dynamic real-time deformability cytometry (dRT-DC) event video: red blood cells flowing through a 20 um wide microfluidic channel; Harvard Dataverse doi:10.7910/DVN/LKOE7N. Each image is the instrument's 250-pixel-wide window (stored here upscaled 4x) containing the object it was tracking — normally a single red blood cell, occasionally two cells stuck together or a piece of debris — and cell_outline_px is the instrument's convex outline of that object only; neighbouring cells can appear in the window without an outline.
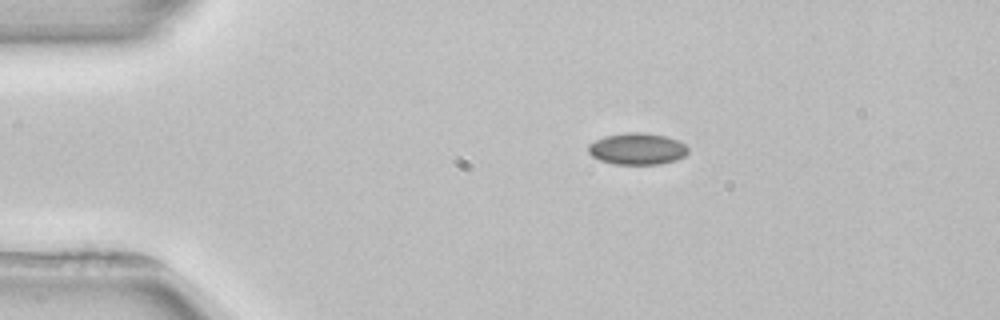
{"species": "common noctule bat (a hibernating species)", "species_latin": "Nyctalus noctula", "temperature_condition": "room temperature", "stored_images_in_passage": 3, "camera_frame_rate_fps": 3000, "um_per_image_px": 0.085, "animal": {"sex": "female", "body_mass_g": 22.7, "forearm_length_mm": 54.2}, "frame": {"image": 1, "passage_image": 2, "time_ms": 1.333, "image_size_px": [1000, 320], "cell_outline_px": [[688, 152], [684, 156], [676, 160], [660, 164], [612, 164], [600, 160], [592, 156], [588, 152], [588, 144], [604, 136], [624, 132], [644, 132], [664, 136], [676, 140], [684, 144], [688, 148]], "centroid_in_image_um": [54.14, 12.65], "position_along_channel_um": 30.9, "area_um2": 18.44}}